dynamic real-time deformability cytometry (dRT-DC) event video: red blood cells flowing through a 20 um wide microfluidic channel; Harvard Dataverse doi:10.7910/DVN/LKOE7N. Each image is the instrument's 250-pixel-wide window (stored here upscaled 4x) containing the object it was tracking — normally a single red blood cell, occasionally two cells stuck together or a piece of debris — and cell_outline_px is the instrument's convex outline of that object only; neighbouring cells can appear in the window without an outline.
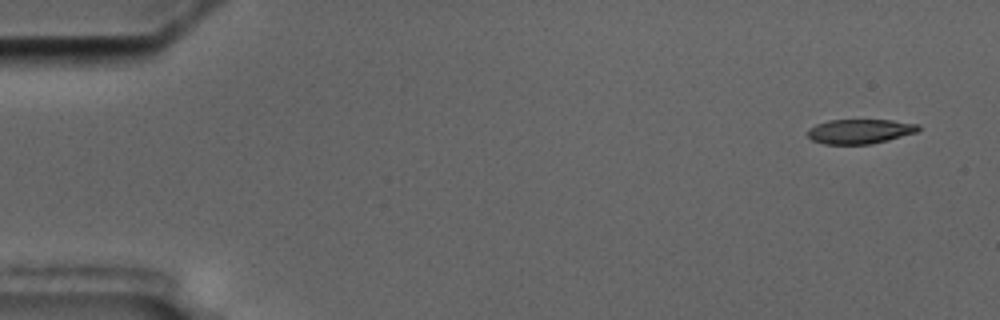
{"species": "common noctule bat (a hibernating species)", "species_latin": "Nyctalus noctula", "temperature_condition": "cold", "stored_images_in_passage": 3, "camera_frame_rate_fps": 3000, "um_per_image_px": 0.085, "animal": {"sex": "male", "body_mass_g": 17.5, "forearm_length_mm": 52.3}, "frame": {"image": 1, "passage_image": 1, "time_ms": 0.0, "image_size_px": [1000, 320], "cell_outline_px": [[920, 128], [916, 132], [888, 140], [868, 144], [824, 144], [812, 140], [808, 136], [808, 128], [816, 124], [828, 120], [892, 120], [920, 124]], "centroid_in_image_um": [73.08, 11.16], "position_along_channel_um": 11.9, "area_um2": 15.84}}